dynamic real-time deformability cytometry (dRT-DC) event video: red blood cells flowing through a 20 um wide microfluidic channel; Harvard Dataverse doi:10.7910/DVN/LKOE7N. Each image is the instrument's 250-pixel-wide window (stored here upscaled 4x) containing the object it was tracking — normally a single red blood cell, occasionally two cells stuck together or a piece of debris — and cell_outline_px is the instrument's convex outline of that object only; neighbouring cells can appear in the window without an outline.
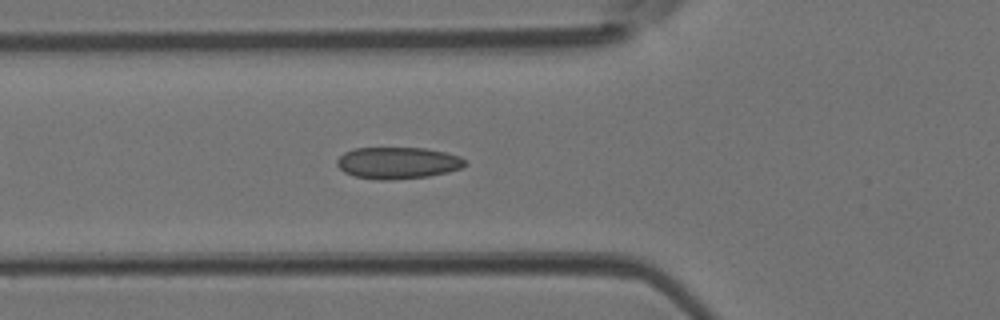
{"species": "Egyptian fruit bat (a non-hibernating species)", "species_latin": "Rousettus aegyptiacus", "temperature_condition": "room temperature", "stored_images_in_passage": 46, "camera_frame_rate_fps": 3000, "um_per_image_px": 0.085, "animal": {"sex": "female"}, "frame": {"image": 1, "passage_image": 16, "time_ms": 5.0, "image_size_px": [1000, 320], "cell_outline_px": [[468, 164], [460, 168], [448, 172], [428, 176], [392, 180], [376, 180], [356, 176], [344, 172], [336, 164], [336, 160], [344, 152], [356, 148], [424, 148], [444, 152], [460, 156]], "centroid_in_image_um": [33.8, 13.85], "position_along_channel_um": 92.0, "area_um2": 23.64}}
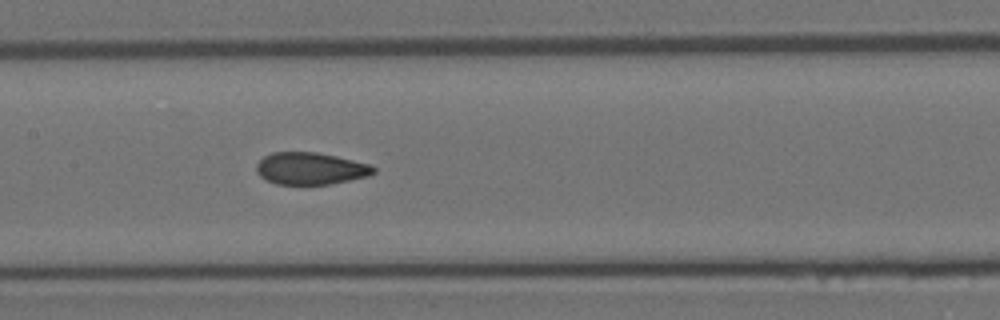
{"frame": {"image": 2, "passage_image": 22, "time_ms": 7.0, "image_size_px": [1000, 320], "cell_outline_px": [[376, 172], [368, 176], [328, 184], [276, 184], [260, 176], [256, 172], [256, 164], [264, 156], [272, 152], [316, 152], [336, 156], [368, 164], [376, 168]], "centroid_in_image_um": [26.37, 14.32], "position_along_channel_um": 181.0, "area_um2": 21.73}}
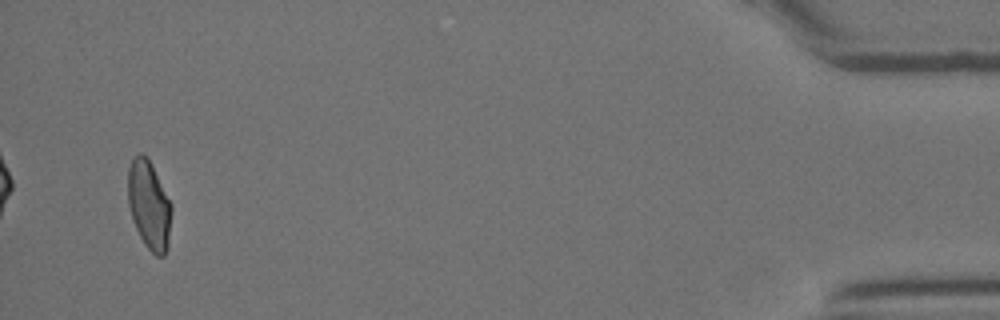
{"frame": {"image": 3, "passage_image": 44, "time_ms": 14.333, "image_size_px": [1000, 320], "cell_outline_px": [[172, 208], [168, 248], [164, 256], [156, 256], [144, 244], [132, 220], [128, 204], [128, 168], [132, 156], [140, 152], [152, 164], [172, 204]], "centroid_in_image_um": [12.67, 17.42], "position_along_channel_um": 422.5, "area_um2": 22.72}}